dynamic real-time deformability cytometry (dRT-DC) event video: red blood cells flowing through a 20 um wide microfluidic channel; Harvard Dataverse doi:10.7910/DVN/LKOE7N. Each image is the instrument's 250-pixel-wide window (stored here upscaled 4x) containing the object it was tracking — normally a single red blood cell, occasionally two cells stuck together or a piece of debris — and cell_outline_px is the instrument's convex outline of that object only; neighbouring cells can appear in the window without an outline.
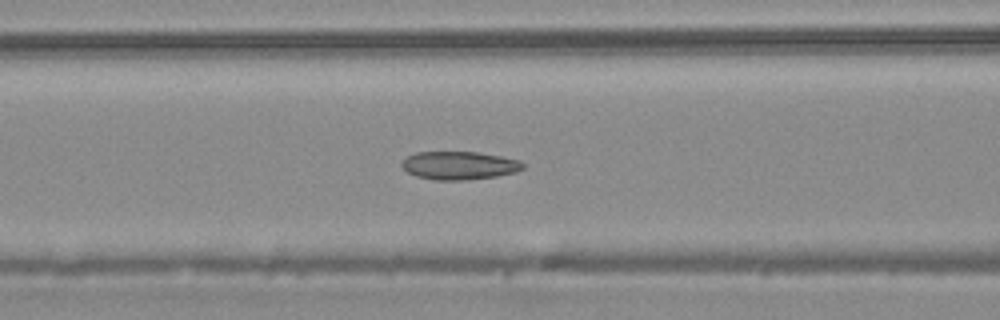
{"species": "common noctule bat (a hibernating species)", "species_latin": "Nyctalus noctula", "temperature_condition": "warm", "stored_images_in_passage": 46, "camera_frame_rate_fps": 3000, "um_per_image_px": 0.085, "animal": {"sex": "male", "body_mass_g": 20.4}, "frame": {"image": 1, "passage_image": 16, "time_ms": 5.0, "image_size_px": [1000, 320], "cell_outline_px": [[524, 168], [516, 172], [496, 176], [464, 180], [432, 180], [416, 176], [408, 172], [400, 164], [408, 156], [416, 152], [476, 152], [500, 156], [520, 160], [524, 164]], "centroid_in_image_um": [39.04, 14.07], "position_along_channel_um": 127.6, "area_um2": 19.83}}
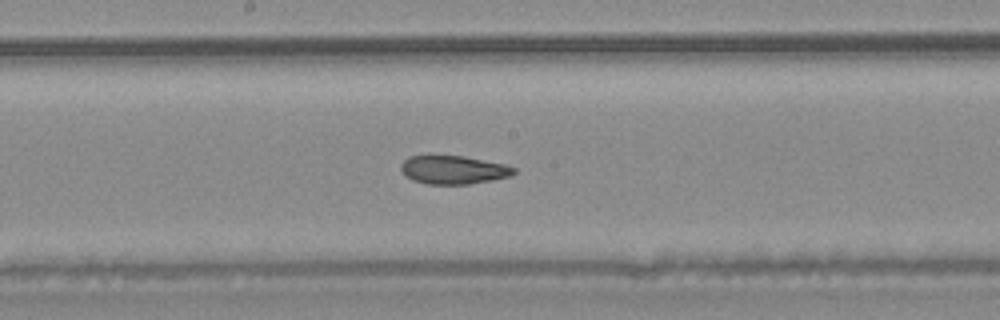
{"frame": {"image": 2, "passage_image": 22, "time_ms": 7.0, "image_size_px": [1000, 320], "cell_outline_px": [[516, 172], [508, 176], [492, 180], [468, 184], [428, 184], [412, 180], [404, 176], [400, 168], [400, 164], [408, 156], [464, 156], [508, 164], [516, 168]], "centroid_in_image_um": [38.54, 14.43], "position_along_channel_um": 209.7, "area_um2": 18.84}}
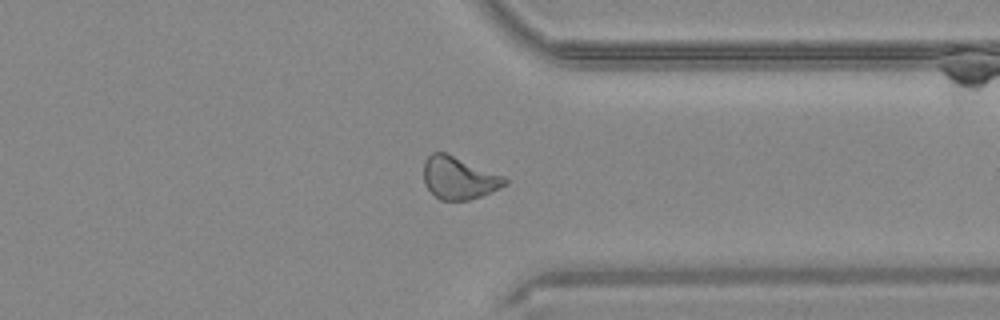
{"frame": {"image": 3, "passage_image": 34, "time_ms": 11.0, "image_size_px": [1000, 320], "cell_outline_px": [[508, 184], [480, 196], [468, 200], [440, 200], [424, 184], [424, 160], [432, 152], [444, 152], [504, 176], [508, 180]], "centroid_in_image_um": [38.99, 15.12], "position_along_channel_um": 372.4, "area_um2": 19.83}, "authors_computed_cell_mechanics": {"area_um2": 20.519, "velocity_mm_per_s": 4.103, "shape_relaxation_time_tau1_ms": null, "shape_relaxation_time_tau2_ms": 2.7561, "deformation_change_tau1": null, "deformation_change_tau2": 0.0731}}